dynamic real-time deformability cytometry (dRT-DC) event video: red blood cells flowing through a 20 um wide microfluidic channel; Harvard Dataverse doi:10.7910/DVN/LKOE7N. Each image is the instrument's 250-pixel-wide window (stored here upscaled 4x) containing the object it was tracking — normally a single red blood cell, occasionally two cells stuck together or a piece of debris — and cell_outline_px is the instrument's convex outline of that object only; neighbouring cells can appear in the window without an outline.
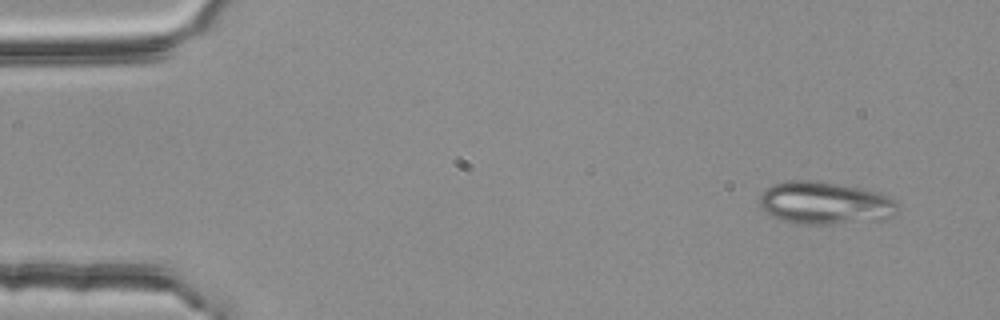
{"species": "common noctule bat (a hibernating species)", "species_latin": "Nyctalus noctula", "temperature_condition": "room temperature", "stored_images_in_passage": 4, "segment_of_instrument_passage": [1, 2], "camera_frame_rate_fps": 3000, "um_per_image_px": 0.085, "animal": {"sex": "female", "body_mass_g": 25.1}, "frame": {"image": 1, "passage_image": 1, "time_ms": 0.0, "image_size_px": [1000, 320], "cell_outline_px": [[896, 212], [892, 216], [884, 220], [832, 224], [800, 224], [784, 220], [760, 208], [760, 196], [772, 184], [788, 180], [816, 180], [860, 188], [876, 192], [896, 200]], "centroid_in_image_um": [70.14, 17.26], "position_along_channel_um": 14.9, "area_um2": 34.04}}